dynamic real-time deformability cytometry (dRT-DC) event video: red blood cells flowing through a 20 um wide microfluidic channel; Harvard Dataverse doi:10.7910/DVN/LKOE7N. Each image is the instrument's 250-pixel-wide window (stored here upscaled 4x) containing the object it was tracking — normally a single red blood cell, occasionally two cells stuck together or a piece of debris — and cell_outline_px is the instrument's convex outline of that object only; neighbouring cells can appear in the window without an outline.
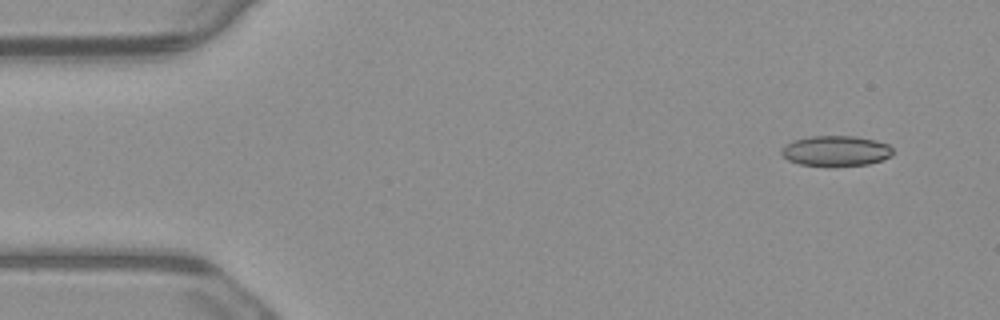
{"species": "common noctule bat (a hibernating species)", "species_latin": "Nyctalus noctula", "temperature_condition": "warm", "stored_images_in_passage": 4, "camera_frame_rate_fps": 3000, "um_per_image_px": 0.085, "animal": {"sex": "male", "body_mass_g": 23.1, "forearm_length_mm": 52.7}, "frame": {"image": 1, "passage_image": 1, "time_ms": 0.0, "image_size_px": [1000, 320], "cell_outline_px": [[892, 156], [868, 164], [828, 168], [800, 164], [788, 160], [780, 152], [780, 148], [792, 140], [812, 136], [852, 136], [876, 140], [888, 144], [892, 148]], "centroid_in_image_um": [71.02, 12.85], "position_along_channel_um": 14.0, "area_um2": 20.17}}
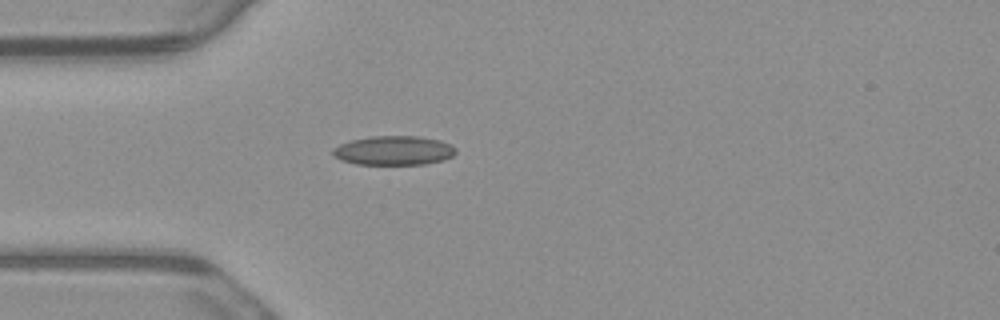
{"frame": {"image": 2, "passage_image": 4, "time_ms": 1.0, "image_size_px": [1000, 320], "cell_outline_px": [[456, 152], [452, 156], [444, 160], [424, 164], [356, 164], [340, 160], [332, 152], [332, 148], [340, 144], [352, 140], [372, 136], [416, 136], [440, 140], [452, 144], [456, 148]], "centroid_in_image_um": [33.49, 12.79], "position_along_channel_um": 51.5, "area_um2": 20.92}}